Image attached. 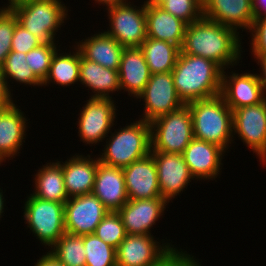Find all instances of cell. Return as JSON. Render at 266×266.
Returning <instances> with one entry per match:
<instances>
[{
    "mask_svg": "<svg viewBox=\"0 0 266 266\" xmlns=\"http://www.w3.org/2000/svg\"><path fill=\"white\" fill-rule=\"evenodd\" d=\"M240 37L235 29L202 16L187 24L180 49L182 53L209 59L226 70L237 66L242 60Z\"/></svg>",
    "mask_w": 266,
    "mask_h": 266,
    "instance_id": "cell-1",
    "label": "cell"
},
{
    "mask_svg": "<svg viewBox=\"0 0 266 266\" xmlns=\"http://www.w3.org/2000/svg\"><path fill=\"white\" fill-rule=\"evenodd\" d=\"M223 69L215 62L180 51L172 70L178 97L184 104L221 94Z\"/></svg>",
    "mask_w": 266,
    "mask_h": 266,
    "instance_id": "cell-2",
    "label": "cell"
},
{
    "mask_svg": "<svg viewBox=\"0 0 266 266\" xmlns=\"http://www.w3.org/2000/svg\"><path fill=\"white\" fill-rule=\"evenodd\" d=\"M187 105L191 113L194 138L228 150L235 137L233 112L224 98L218 95L209 99L195 100Z\"/></svg>",
    "mask_w": 266,
    "mask_h": 266,
    "instance_id": "cell-3",
    "label": "cell"
},
{
    "mask_svg": "<svg viewBox=\"0 0 266 266\" xmlns=\"http://www.w3.org/2000/svg\"><path fill=\"white\" fill-rule=\"evenodd\" d=\"M109 134L110 137L105 140L106 145H103V153L98 155L103 164L123 168L151 151L150 124L142 119Z\"/></svg>",
    "mask_w": 266,
    "mask_h": 266,
    "instance_id": "cell-4",
    "label": "cell"
},
{
    "mask_svg": "<svg viewBox=\"0 0 266 266\" xmlns=\"http://www.w3.org/2000/svg\"><path fill=\"white\" fill-rule=\"evenodd\" d=\"M10 10L16 16L18 24L43 43L55 42L56 32L69 19V9L61 0H33Z\"/></svg>",
    "mask_w": 266,
    "mask_h": 266,
    "instance_id": "cell-5",
    "label": "cell"
},
{
    "mask_svg": "<svg viewBox=\"0 0 266 266\" xmlns=\"http://www.w3.org/2000/svg\"><path fill=\"white\" fill-rule=\"evenodd\" d=\"M149 124L150 152L182 154L194 138L191 113L187 104Z\"/></svg>",
    "mask_w": 266,
    "mask_h": 266,
    "instance_id": "cell-6",
    "label": "cell"
},
{
    "mask_svg": "<svg viewBox=\"0 0 266 266\" xmlns=\"http://www.w3.org/2000/svg\"><path fill=\"white\" fill-rule=\"evenodd\" d=\"M23 207L25 224L46 249L52 247L66 232L64 203L40 199L30 194Z\"/></svg>",
    "mask_w": 266,
    "mask_h": 266,
    "instance_id": "cell-7",
    "label": "cell"
},
{
    "mask_svg": "<svg viewBox=\"0 0 266 266\" xmlns=\"http://www.w3.org/2000/svg\"><path fill=\"white\" fill-rule=\"evenodd\" d=\"M130 3L106 9L110 26L106 32L124 48L140 47L147 39L145 4Z\"/></svg>",
    "mask_w": 266,
    "mask_h": 266,
    "instance_id": "cell-8",
    "label": "cell"
},
{
    "mask_svg": "<svg viewBox=\"0 0 266 266\" xmlns=\"http://www.w3.org/2000/svg\"><path fill=\"white\" fill-rule=\"evenodd\" d=\"M80 110L78 117V136L89 146L98 145L109 137L117 119V106L113 98H90ZM91 144V145H90Z\"/></svg>",
    "mask_w": 266,
    "mask_h": 266,
    "instance_id": "cell-9",
    "label": "cell"
},
{
    "mask_svg": "<svg viewBox=\"0 0 266 266\" xmlns=\"http://www.w3.org/2000/svg\"><path fill=\"white\" fill-rule=\"evenodd\" d=\"M232 112L233 136L238 134L243 144L259 156V161L266 167V99L257 105L237 108Z\"/></svg>",
    "mask_w": 266,
    "mask_h": 266,
    "instance_id": "cell-10",
    "label": "cell"
},
{
    "mask_svg": "<svg viewBox=\"0 0 266 266\" xmlns=\"http://www.w3.org/2000/svg\"><path fill=\"white\" fill-rule=\"evenodd\" d=\"M136 99L144 101V112L139 119L149 123L185 105L176 93L172 72L151 74L143 92Z\"/></svg>",
    "mask_w": 266,
    "mask_h": 266,
    "instance_id": "cell-11",
    "label": "cell"
},
{
    "mask_svg": "<svg viewBox=\"0 0 266 266\" xmlns=\"http://www.w3.org/2000/svg\"><path fill=\"white\" fill-rule=\"evenodd\" d=\"M109 210L93 194L70 197L64 203L65 231L73 235L95 233Z\"/></svg>",
    "mask_w": 266,
    "mask_h": 266,
    "instance_id": "cell-12",
    "label": "cell"
},
{
    "mask_svg": "<svg viewBox=\"0 0 266 266\" xmlns=\"http://www.w3.org/2000/svg\"><path fill=\"white\" fill-rule=\"evenodd\" d=\"M153 155L160 195L168 204L190 184L192 177L182 154L150 152Z\"/></svg>",
    "mask_w": 266,
    "mask_h": 266,
    "instance_id": "cell-13",
    "label": "cell"
},
{
    "mask_svg": "<svg viewBox=\"0 0 266 266\" xmlns=\"http://www.w3.org/2000/svg\"><path fill=\"white\" fill-rule=\"evenodd\" d=\"M168 202L162 197L128 200L117 212L129 235H152L151 228L164 215Z\"/></svg>",
    "mask_w": 266,
    "mask_h": 266,
    "instance_id": "cell-14",
    "label": "cell"
},
{
    "mask_svg": "<svg viewBox=\"0 0 266 266\" xmlns=\"http://www.w3.org/2000/svg\"><path fill=\"white\" fill-rule=\"evenodd\" d=\"M235 72L236 70L231 71L229 75L228 71L226 73L223 70L220 94L232 111L245 106L257 105L266 99L257 73Z\"/></svg>",
    "mask_w": 266,
    "mask_h": 266,
    "instance_id": "cell-15",
    "label": "cell"
},
{
    "mask_svg": "<svg viewBox=\"0 0 266 266\" xmlns=\"http://www.w3.org/2000/svg\"><path fill=\"white\" fill-rule=\"evenodd\" d=\"M155 240L153 235H129L116 248L117 266H150L171 246ZM162 243V244H161ZM171 244V245H170Z\"/></svg>",
    "mask_w": 266,
    "mask_h": 266,
    "instance_id": "cell-16",
    "label": "cell"
},
{
    "mask_svg": "<svg viewBox=\"0 0 266 266\" xmlns=\"http://www.w3.org/2000/svg\"><path fill=\"white\" fill-rule=\"evenodd\" d=\"M226 152L214 143L193 138L182 155L192 177L197 181H205L215 180L219 176Z\"/></svg>",
    "mask_w": 266,
    "mask_h": 266,
    "instance_id": "cell-17",
    "label": "cell"
},
{
    "mask_svg": "<svg viewBox=\"0 0 266 266\" xmlns=\"http://www.w3.org/2000/svg\"><path fill=\"white\" fill-rule=\"evenodd\" d=\"M122 169L128 200L161 197L157 167L151 153Z\"/></svg>",
    "mask_w": 266,
    "mask_h": 266,
    "instance_id": "cell-18",
    "label": "cell"
},
{
    "mask_svg": "<svg viewBox=\"0 0 266 266\" xmlns=\"http://www.w3.org/2000/svg\"><path fill=\"white\" fill-rule=\"evenodd\" d=\"M203 16L239 33L248 32L254 22L252 0H203Z\"/></svg>",
    "mask_w": 266,
    "mask_h": 266,
    "instance_id": "cell-19",
    "label": "cell"
},
{
    "mask_svg": "<svg viewBox=\"0 0 266 266\" xmlns=\"http://www.w3.org/2000/svg\"><path fill=\"white\" fill-rule=\"evenodd\" d=\"M92 194L112 212H117L128 202L123 169L103 164L98 167Z\"/></svg>",
    "mask_w": 266,
    "mask_h": 266,
    "instance_id": "cell-20",
    "label": "cell"
},
{
    "mask_svg": "<svg viewBox=\"0 0 266 266\" xmlns=\"http://www.w3.org/2000/svg\"><path fill=\"white\" fill-rule=\"evenodd\" d=\"M14 102L0 113V159L3 162L15 158L25 143L28 121Z\"/></svg>",
    "mask_w": 266,
    "mask_h": 266,
    "instance_id": "cell-21",
    "label": "cell"
},
{
    "mask_svg": "<svg viewBox=\"0 0 266 266\" xmlns=\"http://www.w3.org/2000/svg\"><path fill=\"white\" fill-rule=\"evenodd\" d=\"M98 167V157L75 154L62 162L65 189L68 197L92 194Z\"/></svg>",
    "mask_w": 266,
    "mask_h": 266,
    "instance_id": "cell-22",
    "label": "cell"
},
{
    "mask_svg": "<svg viewBox=\"0 0 266 266\" xmlns=\"http://www.w3.org/2000/svg\"><path fill=\"white\" fill-rule=\"evenodd\" d=\"M120 89L137 98L150 80L151 73L140 47L124 48L119 67Z\"/></svg>",
    "mask_w": 266,
    "mask_h": 266,
    "instance_id": "cell-23",
    "label": "cell"
},
{
    "mask_svg": "<svg viewBox=\"0 0 266 266\" xmlns=\"http://www.w3.org/2000/svg\"><path fill=\"white\" fill-rule=\"evenodd\" d=\"M76 44L75 46L84 58L103 67L119 70L124 47L106 31H99L90 37H86V39L83 38L81 41H77Z\"/></svg>",
    "mask_w": 266,
    "mask_h": 266,
    "instance_id": "cell-24",
    "label": "cell"
},
{
    "mask_svg": "<svg viewBox=\"0 0 266 266\" xmlns=\"http://www.w3.org/2000/svg\"><path fill=\"white\" fill-rule=\"evenodd\" d=\"M79 82L92 90L90 98H112L111 93L121 91L119 72L84 58L80 53Z\"/></svg>",
    "mask_w": 266,
    "mask_h": 266,
    "instance_id": "cell-25",
    "label": "cell"
},
{
    "mask_svg": "<svg viewBox=\"0 0 266 266\" xmlns=\"http://www.w3.org/2000/svg\"><path fill=\"white\" fill-rule=\"evenodd\" d=\"M147 38L182 47L187 23L159 6L145 5Z\"/></svg>",
    "mask_w": 266,
    "mask_h": 266,
    "instance_id": "cell-26",
    "label": "cell"
},
{
    "mask_svg": "<svg viewBox=\"0 0 266 266\" xmlns=\"http://www.w3.org/2000/svg\"><path fill=\"white\" fill-rule=\"evenodd\" d=\"M62 161L55 160L44 164L34 175V197L65 203L69 197L65 189Z\"/></svg>",
    "mask_w": 266,
    "mask_h": 266,
    "instance_id": "cell-27",
    "label": "cell"
},
{
    "mask_svg": "<svg viewBox=\"0 0 266 266\" xmlns=\"http://www.w3.org/2000/svg\"><path fill=\"white\" fill-rule=\"evenodd\" d=\"M151 74L172 72L180 47L172 43L147 38L140 46Z\"/></svg>",
    "mask_w": 266,
    "mask_h": 266,
    "instance_id": "cell-28",
    "label": "cell"
},
{
    "mask_svg": "<svg viewBox=\"0 0 266 266\" xmlns=\"http://www.w3.org/2000/svg\"><path fill=\"white\" fill-rule=\"evenodd\" d=\"M72 47H74L73 50L75 52L69 51L70 53H64V51L58 48L52 58L48 76L42 86L45 87L51 83H56L62 87H69L79 82L80 51L75 45Z\"/></svg>",
    "mask_w": 266,
    "mask_h": 266,
    "instance_id": "cell-29",
    "label": "cell"
},
{
    "mask_svg": "<svg viewBox=\"0 0 266 266\" xmlns=\"http://www.w3.org/2000/svg\"><path fill=\"white\" fill-rule=\"evenodd\" d=\"M0 75L5 81L6 88L12 95L10 83L17 82L19 84L29 86H41L43 82L30 69L26 61V53L11 51L5 59L4 64L0 67ZM10 79V80H8Z\"/></svg>",
    "mask_w": 266,
    "mask_h": 266,
    "instance_id": "cell-30",
    "label": "cell"
},
{
    "mask_svg": "<svg viewBox=\"0 0 266 266\" xmlns=\"http://www.w3.org/2000/svg\"><path fill=\"white\" fill-rule=\"evenodd\" d=\"M49 252L65 266H85L83 236L65 232Z\"/></svg>",
    "mask_w": 266,
    "mask_h": 266,
    "instance_id": "cell-31",
    "label": "cell"
},
{
    "mask_svg": "<svg viewBox=\"0 0 266 266\" xmlns=\"http://www.w3.org/2000/svg\"><path fill=\"white\" fill-rule=\"evenodd\" d=\"M85 266H117L116 249L102 241L95 233L83 235Z\"/></svg>",
    "mask_w": 266,
    "mask_h": 266,
    "instance_id": "cell-32",
    "label": "cell"
},
{
    "mask_svg": "<svg viewBox=\"0 0 266 266\" xmlns=\"http://www.w3.org/2000/svg\"><path fill=\"white\" fill-rule=\"evenodd\" d=\"M57 43H42L26 54V61L30 69L42 81L47 78L52 58L56 53Z\"/></svg>",
    "mask_w": 266,
    "mask_h": 266,
    "instance_id": "cell-33",
    "label": "cell"
},
{
    "mask_svg": "<svg viewBox=\"0 0 266 266\" xmlns=\"http://www.w3.org/2000/svg\"><path fill=\"white\" fill-rule=\"evenodd\" d=\"M95 234L115 249L126 237L127 233L118 212L109 211L96 227Z\"/></svg>",
    "mask_w": 266,
    "mask_h": 266,
    "instance_id": "cell-34",
    "label": "cell"
},
{
    "mask_svg": "<svg viewBox=\"0 0 266 266\" xmlns=\"http://www.w3.org/2000/svg\"><path fill=\"white\" fill-rule=\"evenodd\" d=\"M159 7L187 24L203 16V0H166Z\"/></svg>",
    "mask_w": 266,
    "mask_h": 266,
    "instance_id": "cell-35",
    "label": "cell"
},
{
    "mask_svg": "<svg viewBox=\"0 0 266 266\" xmlns=\"http://www.w3.org/2000/svg\"><path fill=\"white\" fill-rule=\"evenodd\" d=\"M17 18L11 10L0 8V67L11 52Z\"/></svg>",
    "mask_w": 266,
    "mask_h": 266,
    "instance_id": "cell-36",
    "label": "cell"
},
{
    "mask_svg": "<svg viewBox=\"0 0 266 266\" xmlns=\"http://www.w3.org/2000/svg\"><path fill=\"white\" fill-rule=\"evenodd\" d=\"M197 261L192 254L190 255L181 248L171 246L150 266H192Z\"/></svg>",
    "mask_w": 266,
    "mask_h": 266,
    "instance_id": "cell-37",
    "label": "cell"
},
{
    "mask_svg": "<svg viewBox=\"0 0 266 266\" xmlns=\"http://www.w3.org/2000/svg\"><path fill=\"white\" fill-rule=\"evenodd\" d=\"M42 43L43 42L39 38L19 25L18 22L15 24L11 51L27 54L30 50L38 47Z\"/></svg>",
    "mask_w": 266,
    "mask_h": 266,
    "instance_id": "cell-38",
    "label": "cell"
},
{
    "mask_svg": "<svg viewBox=\"0 0 266 266\" xmlns=\"http://www.w3.org/2000/svg\"><path fill=\"white\" fill-rule=\"evenodd\" d=\"M251 33V55L266 56V17L259 18L253 22Z\"/></svg>",
    "mask_w": 266,
    "mask_h": 266,
    "instance_id": "cell-39",
    "label": "cell"
},
{
    "mask_svg": "<svg viewBox=\"0 0 266 266\" xmlns=\"http://www.w3.org/2000/svg\"><path fill=\"white\" fill-rule=\"evenodd\" d=\"M12 97L13 95L7 90L5 81L0 75V113L15 102Z\"/></svg>",
    "mask_w": 266,
    "mask_h": 266,
    "instance_id": "cell-40",
    "label": "cell"
},
{
    "mask_svg": "<svg viewBox=\"0 0 266 266\" xmlns=\"http://www.w3.org/2000/svg\"><path fill=\"white\" fill-rule=\"evenodd\" d=\"M254 60L260 65V74L257 73L261 87L263 89L264 96L266 98V56H253Z\"/></svg>",
    "mask_w": 266,
    "mask_h": 266,
    "instance_id": "cell-41",
    "label": "cell"
},
{
    "mask_svg": "<svg viewBox=\"0 0 266 266\" xmlns=\"http://www.w3.org/2000/svg\"><path fill=\"white\" fill-rule=\"evenodd\" d=\"M252 11L254 21L266 17V0H252Z\"/></svg>",
    "mask_w": 266,
    "mask_h": 266,
    "instance_id": "cell-42",
    "label": "cell"
},
{
    "mask_svg": "<svg viewBox=\"0 0 266 266\" xmlns=\"http://www.w3.org/2000/svg\"><path fill=\"white\" fill-rule=\"evenodd\" d=\"M34 266H65L60 263L49 251L37 259Z\"/></svg>",
    "mask_w": 266,
    "mask_h": 266,
    "instance_id": "cell-43",
    "label": "cell"
},
{
    "mask_svg": "<svg viewBox=\"0 0 266 266\" xmlns=\"http://www.w3.org/2000/svg\"><path fill=\"white\" fill-rule=\"evenodd\" d=\"M94 1H96L95 3H98V5H101V4L102 6L104 5L106 7L105 9L118 6V5L128 2V0H94Z\"/></svg>",
    "mask_w": 266,
    "mask_h": 266,
    "instance_id": "cell-44",
    "label": "cell"
},
{
    "mask_svg": "<svg viewBox=\"0 0 266 266\" xmlns=\"http://www.w3.org/2000/svg\"><path fill=\"white\" fill-rule=\"evenodd\" d=\"M29 1H33V0H8V4H4V7H0V8H3V9H12L14 8L15 6H18L22 3H26V2H29ZM6 5V6H5Z\"/></svg>",
    "mask_w": 266,
    "mask_h": 266,
    "instance_id": "cell-45",
    "label": "cell"
},
{
    "mask_svg": "<svg viewBox=\"0 0 266 266\" xmlns=\"http://www.w3.org/2000/svg\"><path fill=\"white\" fill-rule=\"evenodd\" d=\"M166 0H145L143 4L147 6H160Z\"/></svg>",
    "mask_w": 266,
    "mask_h": 266,
    "instance_id": "cell-46",
    "label": "cell"
},
{
    "mask_svg": "<svg viewBox=\"0 0 266 266\" xmlns=\"http://www.w3.org/2000/svg\"><path fill=\"white\" fill-rule=\"evenodd\" d=\"M5 201L6 199H4L3 190L0 188V219L2 218L4 212V205L6 204L4 203Z\"/></svg>",
    "mask_w": 266,
    "mask_h": 266,
    "instance_id": "cell-47",
    "label": "cell"
},
{
    "mask_svg": "<svg viewBox=\"0 0 266 266\" xmlns=\"http://www.w3.org/2000/svg\"><path fill=\"white\" fill-rule=\"evenodd\" d=\"M192 266H201L200 262L197 260Z\"/></svg>",
    "mask_w": 266,
    "mask_h": 266,
    "instance_id": "cell-48",
    "label": "cell"
}]
</instances>
